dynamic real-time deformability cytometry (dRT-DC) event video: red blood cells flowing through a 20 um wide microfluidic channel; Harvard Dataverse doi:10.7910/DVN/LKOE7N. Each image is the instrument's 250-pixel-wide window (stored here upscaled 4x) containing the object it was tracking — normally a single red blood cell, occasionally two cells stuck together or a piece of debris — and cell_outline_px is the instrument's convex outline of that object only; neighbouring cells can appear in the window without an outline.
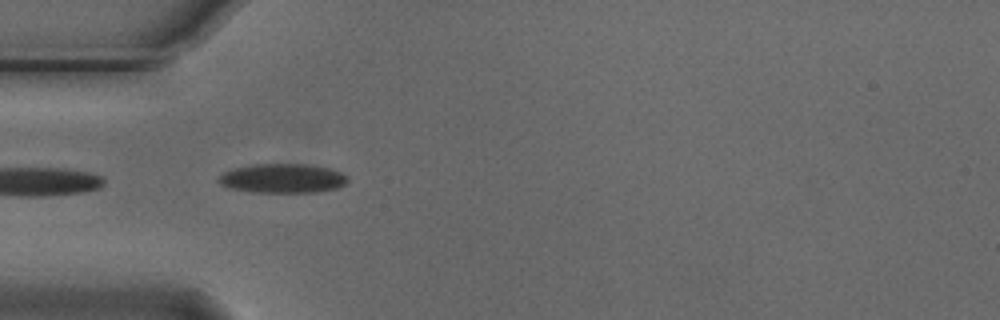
{"species": "Egyptian fruit bat (a non-hibernating species)", "species_latin": "Rousettus aegyptiacus", "temperature_condition": "cold", "stored_images_in_passage": 4, "camera_frame_rate_fps": 3000, "um_per_image_px": 0.085, "animal": {"sex": "male"}, "frame": {"image": 1, "passage_image": 2, "time_ms": 0.333, "image_size_px": [1000, 320], "cell_outline_px": [[348, 180], [344, 184], [336, 188], [316, 192], [252, 192], [228, 188], [220, 184], [216, 180], [224, 172], [236, 168], [252, 164], [308, 164], [332, 168], [348, 176]], "centroid_in_image_um": [24.02, 15.16], "position_along_channel_um": 61.0, "area_um2": 22.08}}
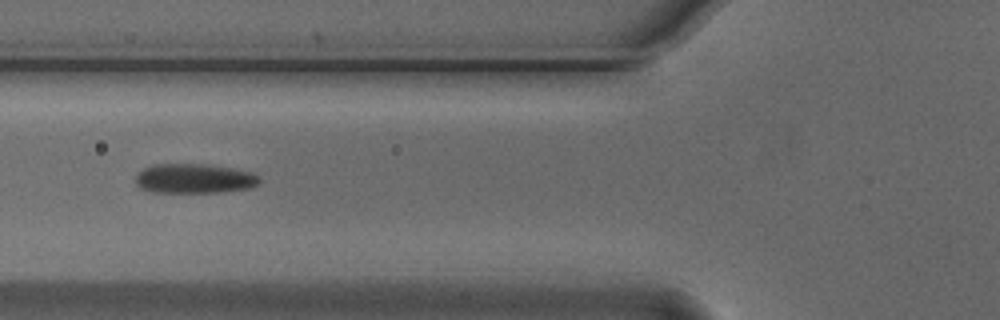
{"frame": {"image": 2, "passage_image": 3, "time_ms": 0.667, "image_size_px": [1000, 320], "cell_outline_px": [[260, 184], [248, 188], [224, 192], [152, 192], [140, 188], [136, 184], [136, 172], [152, 164], [208, 164], [232, 168], [252, 172], [260, 180]], "centroid_in_image_um": [16.49, 15.17], "position_along_channel_um": 109.3, "area_um2": 21.5}}
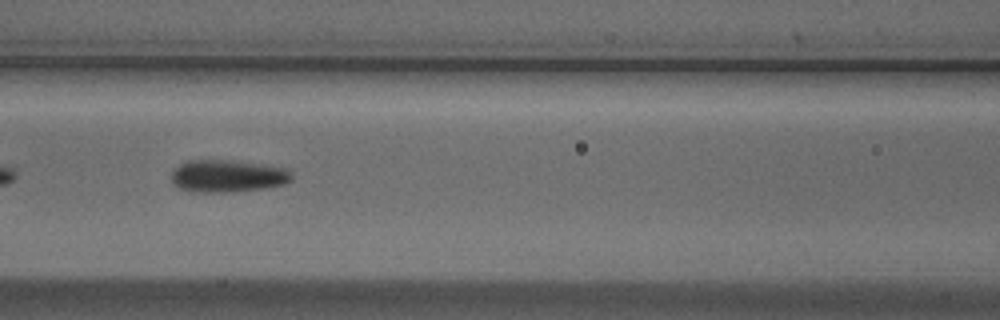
{"frame": {"image": 3, "passage_image": 4, "time_ms": 1.0, "image_size_px": [1000, 320], "cell_outline_px": [[292, 180], [284, 184], [264, 188], [224, 192], [192, 192], [180, 188], [172, 184], [172, 172], [180, 164], [192, 160], [220, 160], [256, 164], [288, 168], [292, 172]], "centroid_in_image_um": [19.34, 14.97], "position_along_channel_um": 147.3, "area_um2": 22.37}}